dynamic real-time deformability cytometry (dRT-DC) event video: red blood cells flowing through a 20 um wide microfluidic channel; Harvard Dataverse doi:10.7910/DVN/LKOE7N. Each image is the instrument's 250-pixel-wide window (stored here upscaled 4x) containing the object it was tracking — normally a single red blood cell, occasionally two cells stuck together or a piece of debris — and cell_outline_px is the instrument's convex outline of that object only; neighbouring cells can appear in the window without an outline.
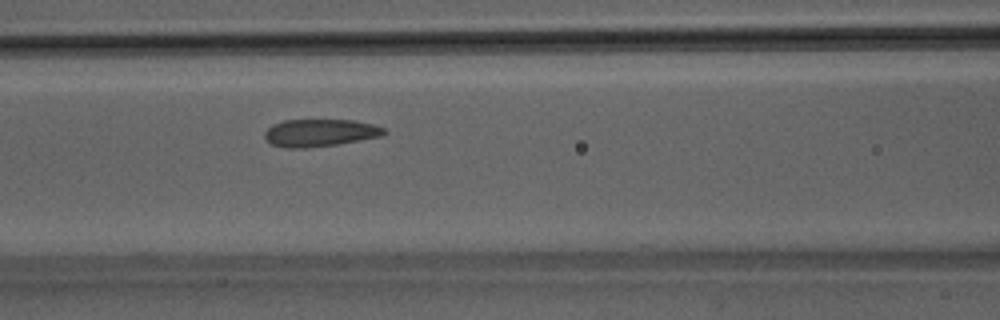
{"species": "Egyptian fruit bat (a non-hibernating species)", "species_latin": "Rousettus aegyptiacus", "temperature_condition": "room temperature", "stored_images_in_passage": 34, "camera_frame_rate_fps": 3000, "um_per_image_px": 0.085, "animal": {"sex": "male"}, "frame": {"image": 1, "passage_image": 10, "time_ms": 3.0, "image_size_px": [1000, 320], "cell_outline_px": [[388, 132], [380, 136], [336, 144], [308, 148], [284, 148], [272, 144], [264, 136], [264, 132], [272, 124], [284, 120], [352, 120], [372, 124], [384, 128]], "centroid_in_image_um": [27.16, 11.28], "position_along_channel_um": 139.4, "area_um2": 18.96}}
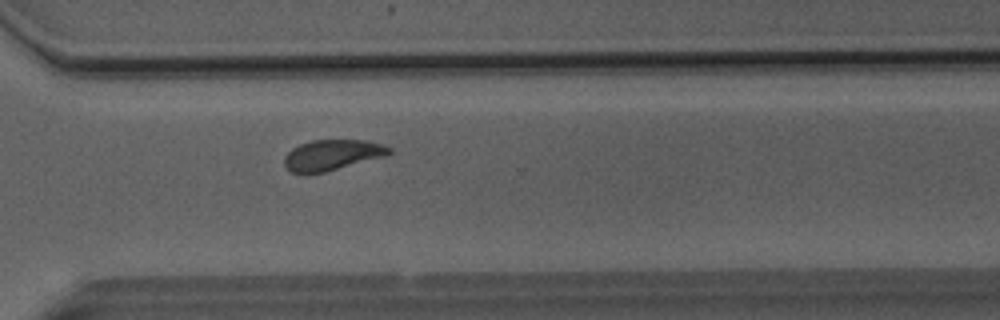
{"frame": {"image": 2, "passage_image": 25, "time_ms": 8.0, "image_size_px": [1000, 320], "cell_outline_px": [[392, 152], [388, 156], [308, 176], [292, 172], [284, 164], [284, 156], [292, 148], [300, 144], [312, 140], [364, 140], [380, 144], [392, 148]], "centroid_in_image_um": [28.22, 13.2], "position_along_channel_um": 342.4, "area_um2": 19.02}, "authors_computed_cell_mechanics": {"area_um2": 19.074, "velocity_mm_per_s": 4.0649, "shape_relaxation_time_tau1_ms": 4.5769, "shape_relaxation_time_tau2_ms": 0.7771, "deformation_change_tau1": 0.1408, "deformation_change_tau2": 0.0637}}